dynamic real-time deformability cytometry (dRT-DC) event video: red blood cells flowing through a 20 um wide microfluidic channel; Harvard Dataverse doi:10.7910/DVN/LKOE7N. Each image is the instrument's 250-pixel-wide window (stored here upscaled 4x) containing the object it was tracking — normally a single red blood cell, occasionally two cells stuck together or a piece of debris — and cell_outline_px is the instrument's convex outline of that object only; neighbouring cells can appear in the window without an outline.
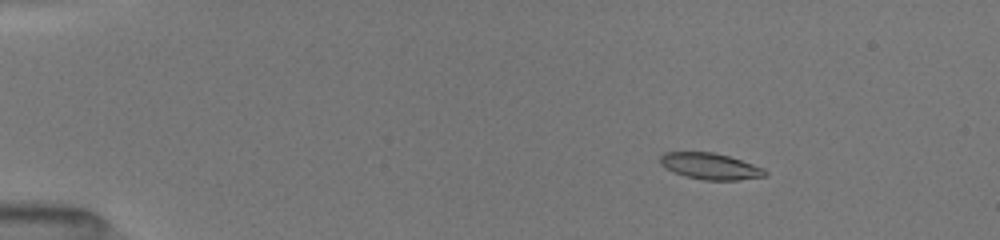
{"species": "common noctule bat (a hibernating species)", "species_latin": "Nyctalus noctula", "temperature_condition": "room temperature", "stored_images_in_passage": 52, "camera_frame_rate_fps": 3000, "um_per_image_px": 0.085, "animal": {"sex": "female", "body_mass_g": 19.5, "forearm_length_mm": 54.1}, "frame": {"image": 1, "passage_image": 7, "time_ms": 2.0, "image_size_px": [1000, 240], "cell_outline_px": [[768, 176], [736, 180], [704, 180], [684, 176], [664, 168], [660, 164], [660, 156], [664, 152], [712, 152], [728, 156], [764, 168], [768, 172]], "centroid_in_image_um": [60.36, 14.13], "position_along_channel_um": 24.6, "area_um2": 16.13}}
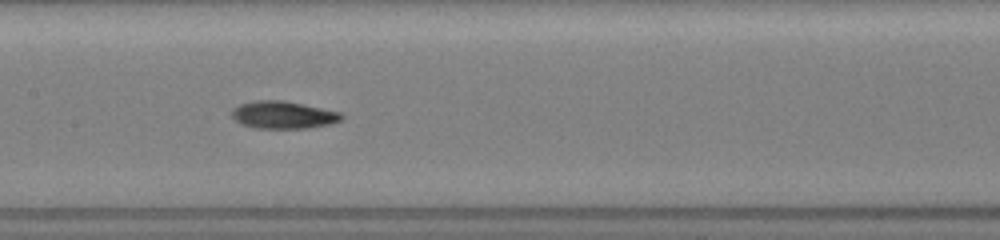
{"frame": {"image": 2, "passage_image": 26, "time_ms": 8.333, "image_size_px": [1000, 240], "cell_outline_px": [[344, 116], [340, 120], [332, 124], [308, 128], [256, 128], [240, 124], [232, 116], [232, 108], [240, 104], [256, 100], [284, 100], [340, 112]], "centroid_in_image_um": [24.07, 9.77], "position_along_channel_um": 183.3, "area_um2": 17.57}}
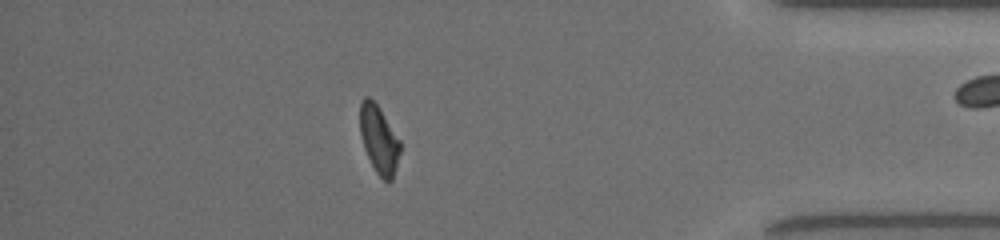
{"frame": {"image": 3, "passage_image": 45, "time_ms": 14.667, "image_size_px": [1000, 240], "cell_outline_px": [[400, 152], [392, 180], [384, 180], [376, 172], [364, 148], [360, 136], [360, 104], [364, 96], [368, 96], [380, 108], [400, 140]], "centroid_in_image_um": [32.2, 11.82], "position_along_channel_um": 403.0, "area_um2": 15.72}, "authors_computed_cell_mechanics": {"area_um2": 16.7042, "velocity_mm_per_s": 3.9875, "shape_relaxation_time_tau1_ms": 3.4815, "shape_relaxation_time_tau2_ms": 3.9295, "deformation_change_tau1": 0.136, "deformation_change_tau2": 0.0795}}